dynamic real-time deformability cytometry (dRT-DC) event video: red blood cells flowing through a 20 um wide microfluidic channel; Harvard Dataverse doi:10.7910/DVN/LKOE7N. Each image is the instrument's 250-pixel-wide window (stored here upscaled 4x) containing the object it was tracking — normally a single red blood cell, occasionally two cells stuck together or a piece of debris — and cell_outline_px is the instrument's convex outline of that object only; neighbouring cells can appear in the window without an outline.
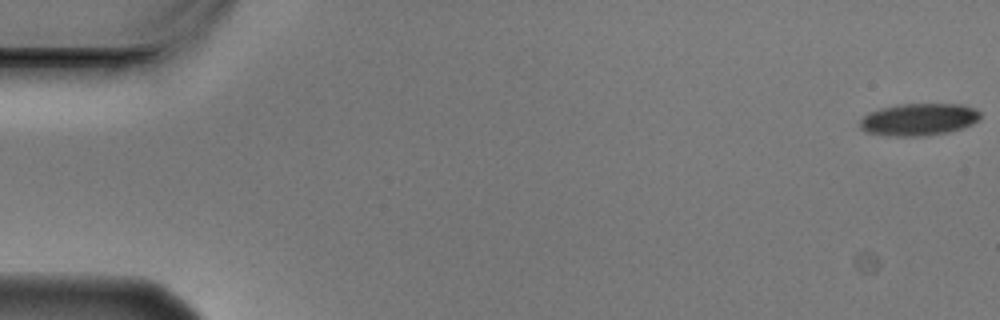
{"species": "Egyptian fruit bat (a non-hibernating species)", "species_latin": "Rousettus aegyptiacus", "temperature_condition": "cold", "stored_images_in_passage": 9, "camera_frame_rate_fps": 3000, "um_per_image_px": 0.085, "animal": {"sex": "male"}, "frame": {"image": 1, "passage_image": 1, "time_ms": 0.0, "image_size_px": [1000, 320], "cell_outline_px": [[980, 120], [972, 124], [948, 132], [924, 136], [888, 136], [864, 132], [860, 128], [860, 120], [868, 112], [880, 108], [900, 104], [960, 104], [976, 108], [980, 112]], "centroid_in_image_um": [78.08, 10.15], "position_along_channel_um": 6.9, "area_um2": 22.77}}
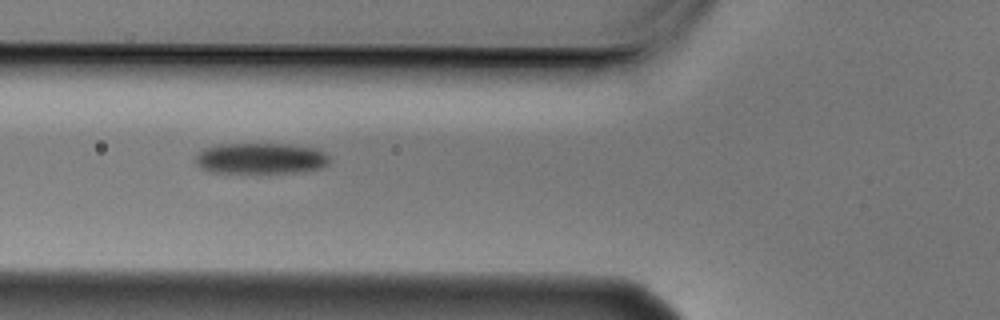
{"frame": {"image": 2, "passage_image": 6, "time_ms": 1.667, "image_size_px": [1000, 320], "cell_outline_px": [[332, 160], [324, 168], [304, 172], [212, 172], [200, 168], [196, 164], [196, 156], [204, 148], [216, 144], [288, 144], [312, 148], [324, 152]], "centroid_in_image_um": [22.19, 13.46], "position_along_channel_um": 103.6, "area_um2": 24.22}}
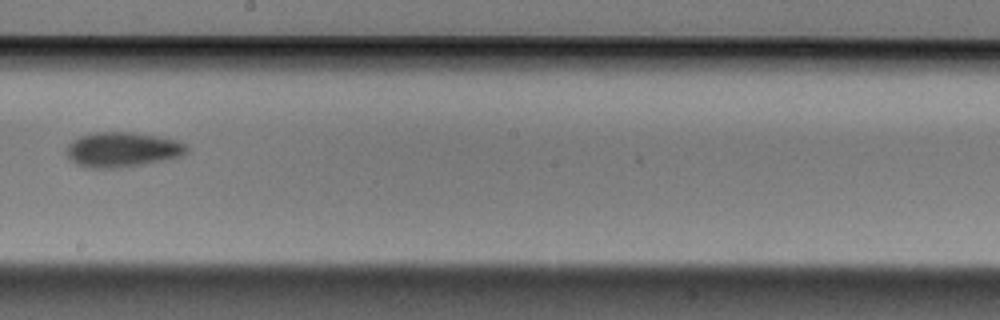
{"frame": {"image": 3, "passage_image": 9, "time_ms": 2.667, "image_size_px": [1000, 320], "cell_outline_px": [[188, 152], [180, 156], [164, 160], [144, 164], [116, 168], [84, 168], [76, 164], [64, 152], [68, 144], [72, 140], [80, 136], [96, 132], [136, 132], [176, 140], [188, 144]], "centroid_in_image_um": [10.38, 12.72], "position_along_channel_um": 237.8, "area_um2": 24.68}}